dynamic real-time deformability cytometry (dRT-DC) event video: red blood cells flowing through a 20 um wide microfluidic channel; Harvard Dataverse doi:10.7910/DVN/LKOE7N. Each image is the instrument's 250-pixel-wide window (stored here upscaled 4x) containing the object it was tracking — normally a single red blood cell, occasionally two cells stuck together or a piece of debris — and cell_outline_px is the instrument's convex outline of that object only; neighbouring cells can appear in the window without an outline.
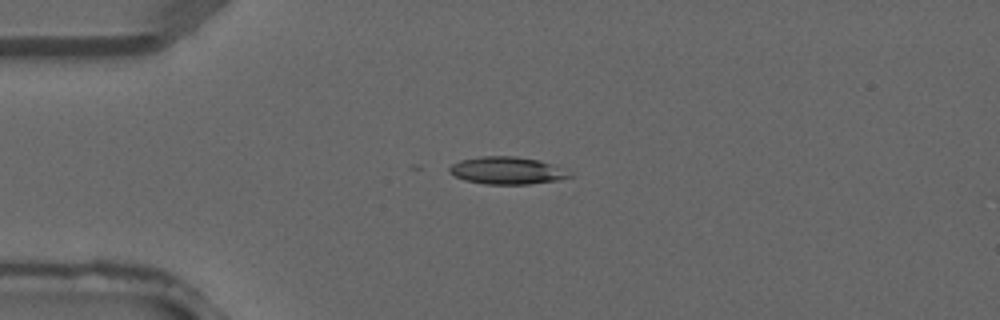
{"species": "common noctule bat (a hibernating species)", "species_latin": "Nyctalus noctula", "temperature_condition": "warm", "stored_images_in_passage": 3, "camera_frame_rate_fps": 3000, "um_per_image_px": 0.085, "animal": {"sex": "male", "forearm_length_mm": 52.5}, "frame": {"image": 1, "passage_image": 2, "time_ms": 0.333, "image_size_px": [1000, 320], "cell_outline_px": [[572, 176], [560, 180], [528, 184], [484, 184], [464, 180], [448, 172], [448, 168], [452, 164], [460, 160], [480, 156], [516, 156], [540, 160], [564, 168]], "centroid_in_image_um": [43.09, 14.49], "position_along_channel_um": 41.9, "area_um2": 19.31}}